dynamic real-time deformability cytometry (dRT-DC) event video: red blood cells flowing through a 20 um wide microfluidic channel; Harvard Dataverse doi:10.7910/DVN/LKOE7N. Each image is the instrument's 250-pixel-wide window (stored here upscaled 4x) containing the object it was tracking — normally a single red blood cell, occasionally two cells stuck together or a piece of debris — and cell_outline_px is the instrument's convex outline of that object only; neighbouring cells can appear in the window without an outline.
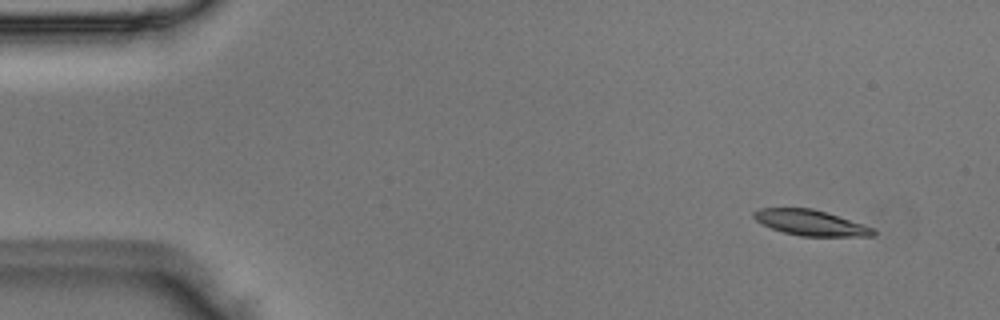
{"species": "Egyptian fruit bat (a non-hibernating species)", "species_latin": "Rousettus aegyptiacus", "temperature_condition": "room temperature", "stored_images_in_passage": 5, "camera_frame_rate_fps": 3000, "um_per_image_px": 0.085, "animal": {"sex": "male"}, "frame": {"image": 1, "passage_image": 2, "time_ms": 0.333, "image_size_px": [1000, 320], "cell_outline_px": [[876, 236], [800, 236], [784, 232], [772, 228], [756, 220], [752, 216], [752, 212], [760, 208], [812, 208], [864, 224], [872, 228], [876, 232]], "centroid_in_image_um": [68.9, 18.93], "position_along_channel_um": 16.1, "area_um2": 17.63}}
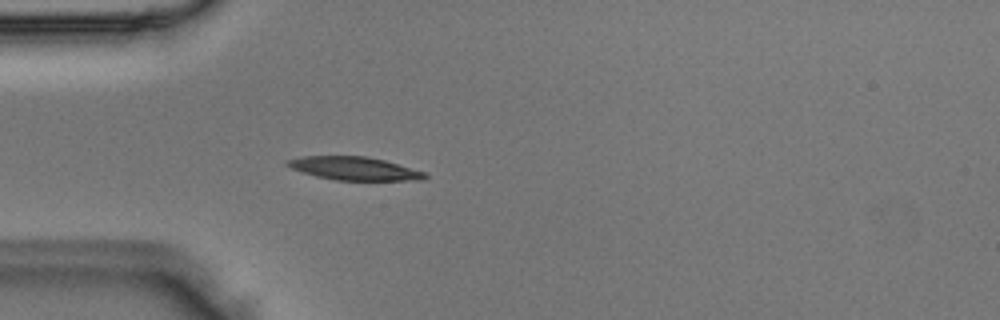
{"frame": {"image": 2, "passage_image": 5, "time_ms": 1.333, "image_size_px": [1000, 320], "cell_outline_px": [[428, 176], [420, 180], [336, 180], [316, 176], [292, 168], [284, 164], [284, 160], [300, 156], [364, 156], [384, 160], [424, 172]], "centroid_in_image_um": [30.05, 14.31], "position_along_channel_um": 55.0, "area_um2": 18.44}}